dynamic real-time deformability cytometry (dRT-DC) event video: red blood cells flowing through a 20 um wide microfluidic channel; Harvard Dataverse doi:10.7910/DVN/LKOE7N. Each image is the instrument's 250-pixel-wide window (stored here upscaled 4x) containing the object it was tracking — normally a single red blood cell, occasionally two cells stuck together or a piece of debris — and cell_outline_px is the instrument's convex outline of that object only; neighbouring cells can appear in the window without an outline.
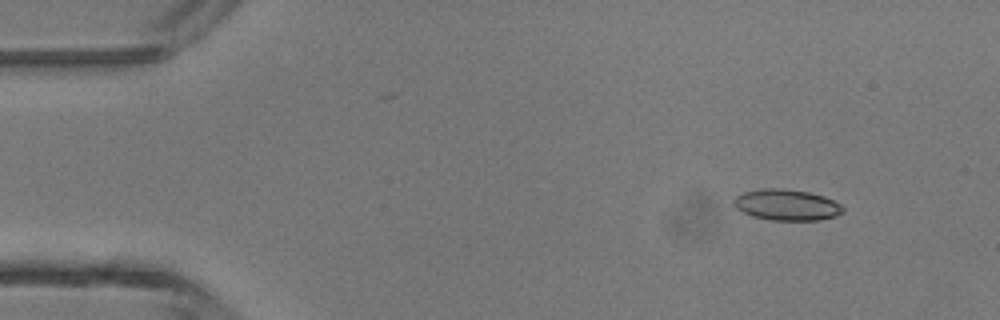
{"species": "common noctule bat (a hibernating species)", "species_latin": "Nyctalus noctula", "temperature_condition": "room temperature", "stored_images_in_passage": 5, "camera_frame_rate_fps": 3000, "um_per_image_px": 0.085, "animal": {"sex": "male", "body_mass_g": 13.3}, "frame": {"image": 1, "passage_image": 2, "time_ms": 0.333, "image_size_px": [1000, 320], "cell_outline_px": [[844, 212], [836, 216], [820, 220], [772, 220], [752, 216], [736, 208], [732, 204], [732, 200], [736, 196], [744, 192], [764, 188], [784, 188], [808, 192], [824, 196], [840, 204], [844, 208]], "centroid_in_image_um": [66.86, 17.41], "position_along_channel_um": 18.1, "area_um2": 19.83}}
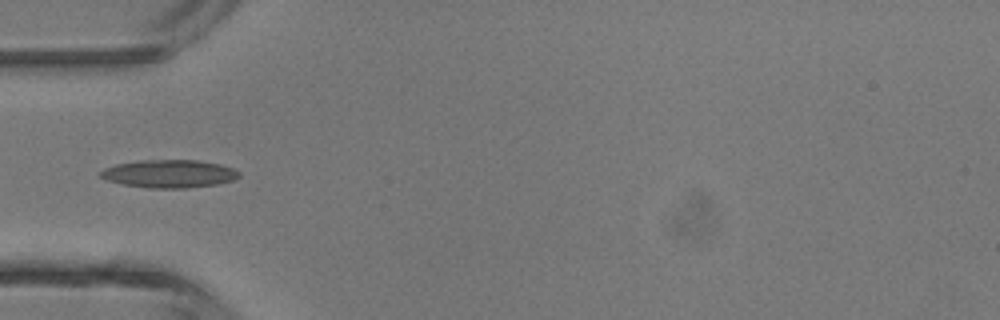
{"frame": {"image": 2, "passage_image": 5, "time_ms": 1.333, "image_size_px": [1000, 320], "cell_outline_px": [[240, 176], [232, 180], [216, 184], [184, 188], [148, 188], [124, 184], [108, 180], [100, 176], [100, 172], [104, 168], [116, 164], [140, 160], [196, 160], [220, 164], [232, 168], [240, 172]], "centroid_in_image_um": [14.38, 14.76], "position_along_channel_um": 70.6, "area_um2": 22.37}}